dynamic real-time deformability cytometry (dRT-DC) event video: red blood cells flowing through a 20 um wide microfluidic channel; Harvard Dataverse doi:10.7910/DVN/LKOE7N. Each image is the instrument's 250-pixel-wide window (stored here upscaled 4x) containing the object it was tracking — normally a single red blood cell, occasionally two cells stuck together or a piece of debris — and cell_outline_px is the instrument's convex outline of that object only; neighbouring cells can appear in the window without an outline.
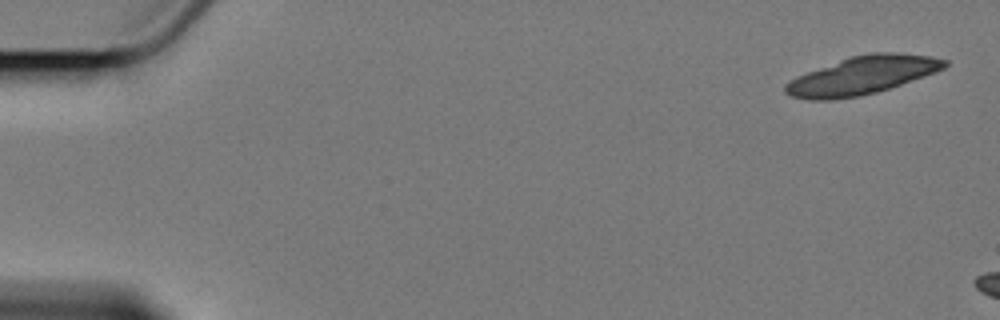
{"species": "Egyptian fruit bat (a non-hibernating species)", "species_latin": "Rousettus aegyptiacus", "temperature_condition": "cold", "stored_images_in_passage": 2, "camera_frame_rate_fps": 3000, "um_per_image_px": 0.085, "animal": {"sex": "female"}, "frame": {"image": 1, "passage_image": 1, "time_ms": 0.0, "image_size_px": [1000, 320], "cell_outline_px": [[948, 64], [944, 68], [924, 76], [876, 92], [860, 96], [832, 100], [808, 100], [792, 96], [784, 92], [784, 84], [796, 76], [840, 60], [852, 56], [872, 52], [892, 52], [932, 56], [948, 60]], "centroid_in_image_um": [73.27, 6.41], "position_along_channel_um": 11.7, "area_um2": 35.03}}